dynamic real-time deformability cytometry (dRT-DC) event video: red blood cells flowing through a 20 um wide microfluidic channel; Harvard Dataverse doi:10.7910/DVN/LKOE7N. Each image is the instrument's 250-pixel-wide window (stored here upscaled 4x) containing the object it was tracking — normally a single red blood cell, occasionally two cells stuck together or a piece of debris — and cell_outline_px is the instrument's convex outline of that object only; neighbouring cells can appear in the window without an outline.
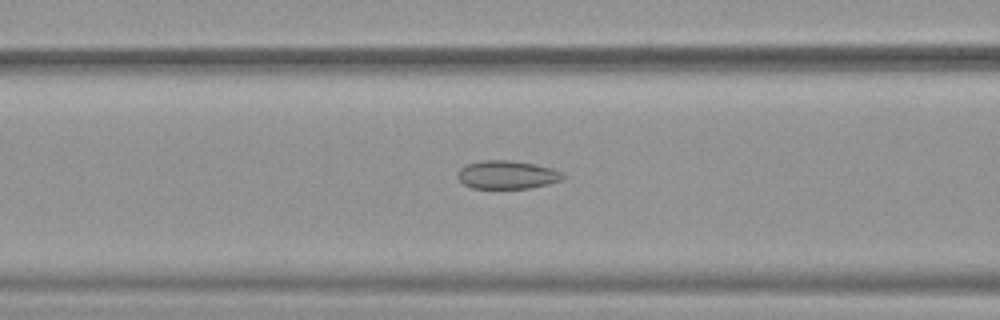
{"species": "common noctule bat (a hibernating species)", "species_latin": "Nyctalus noctula", "temperature_condition": "warm", "stored_images_in_passage": 47, "camera_frame_rate_fps": 3000, "um_per_image_px": 0.085, "animal": {"sex": "female", "body_mass_g": 19.9}, "frame": {"image": 1, "passage_image": 17, "time_ms": 5.333, "image_size_px": [1000, 320], "cell_outline_px": [[568, 176], [560, 180], [548, 184], [532, 188], [472, 188], [464, 184], [456, 176], [456, 172], [460, 168], [468, 164], [484, 160], [512, 160], [536, 164], [552, 168]], "centroid_in_image_um": [43.11, 14.85], "position_along_channel_um": 123.5, "area_um2": 17.46}}
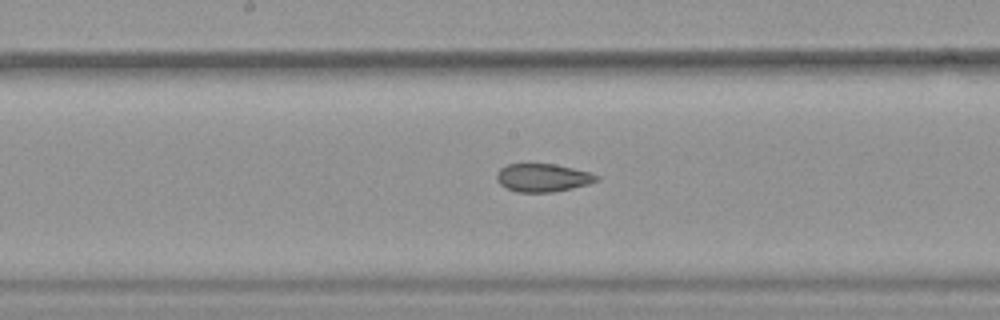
{"frame": {"image": 2, "passage_image": 23, "time_ms": 7.333, "image_size_px": [1000, 320], "cell_outline_px": [[600, 180], [588, 184], [572, 188], [552, 192], [516, 192], [500, 184], [496, 180], [496, 172], [500, 168], [508, 164], [556, 164], [592, 172], [600, 176]], "centroid_in_image_um": [46.16, 15.1], "position_along_channel_um": 202.0, "area_um2": 16.53}}
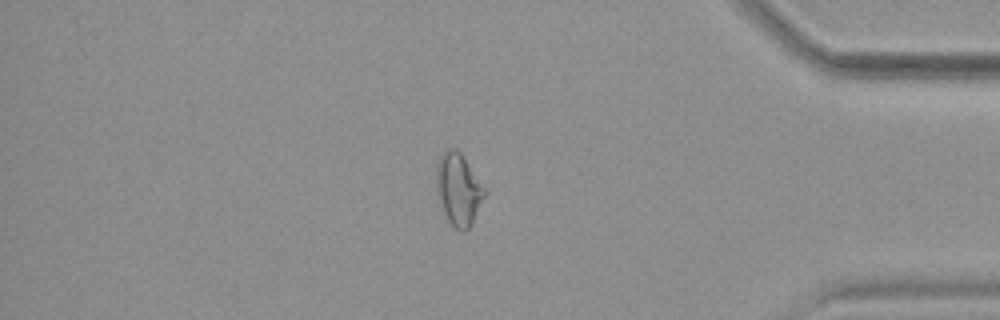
{"frame": {"image": 3, "passage_image": 40, "time_ms": 13.0, "image_size_px": [1000, 320], "cell_outline_px": [[484, 196], [468, 228], [464, 232], [460, 232], [448, 220], [444, 212], [436, 188], [436, 164], [440, 156], [448, 148], [456, 148], [460, 152], [484, 188]], "centroid_in_image_um": [38.92, 16.06], "position_along_channel_um": 396.3, "area_um2": 19.48}, "authors_computed_cell_mechanics": {"area_um2": 18.207, "velocity_mm_per_s": 3.9383, "shape_relaxation_time_tau1_ms": null, "shape_relaxation_time_tau2_ms": 1.9989, "deformation_change_tau1": null, "deformation_change_tau2": 0.073}}